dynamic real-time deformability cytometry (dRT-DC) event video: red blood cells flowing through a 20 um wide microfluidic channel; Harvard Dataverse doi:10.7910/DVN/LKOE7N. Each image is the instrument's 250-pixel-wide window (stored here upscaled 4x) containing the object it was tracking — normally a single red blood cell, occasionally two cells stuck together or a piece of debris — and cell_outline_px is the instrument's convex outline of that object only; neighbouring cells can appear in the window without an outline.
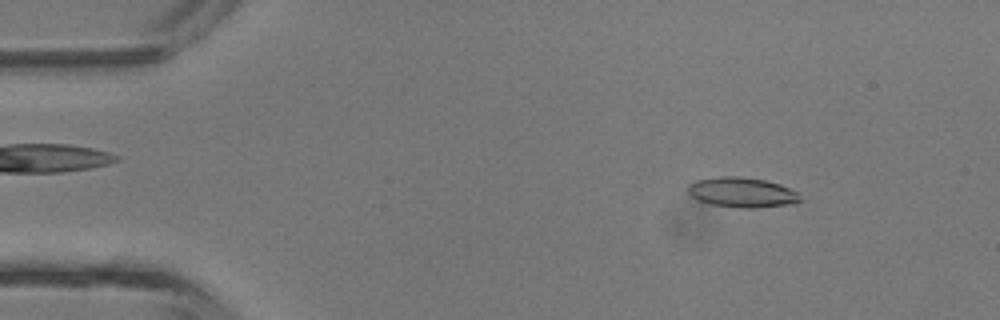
{"species": "common noctule bat (a hibernating species)", "species_latin": "Nyctalus noctula", "temperature_condition": "room temperature", "stored_images_in_passage": 41, "camera_frame_rate_fps": 3000, "um_per_image_px": 0.085, "animal": {"sex": "male", "body_mass_g": 13.3}, "frame": {"image": 1, "passage_image": 5, "time_ms": 1.333, "image_size_px": [1000, 320], "cell_outline_px": [[800, 200], [796, 204], [756, 208], [740, 208], [712, 204], [700, 200], [692, 196], [688, 192], [688, 184], [696, 180], [720, 176], [736, 176], [764, 180], [780, 184], [796, 192]], "centroid_in_image_um": [63.07, 16.36], "position_along_channel_um": 21.9, "area_um2": 19.48}}
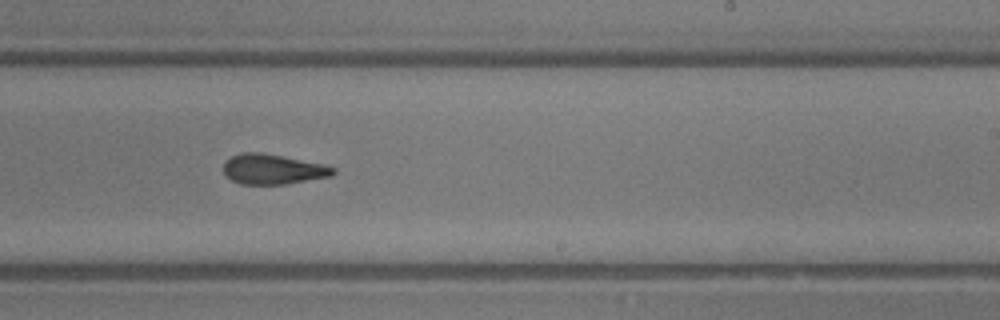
{"frame": {"image": 2, "passage_image": 25, "time_ms": 8.0, "image_size_px": [1000, 320], "cell_outline_px": [[336, 172], [332, 176], [284, 184], [240, 184], [224, 176], [224, 164], [232, 156], [244, 152], [256, 152], [280, 156], [324, 164], [336, 168]], "centroid_in_image_um": [23.2, 14.4], "position_along_channel_um": 265.8, "area_um2": 19.02}}
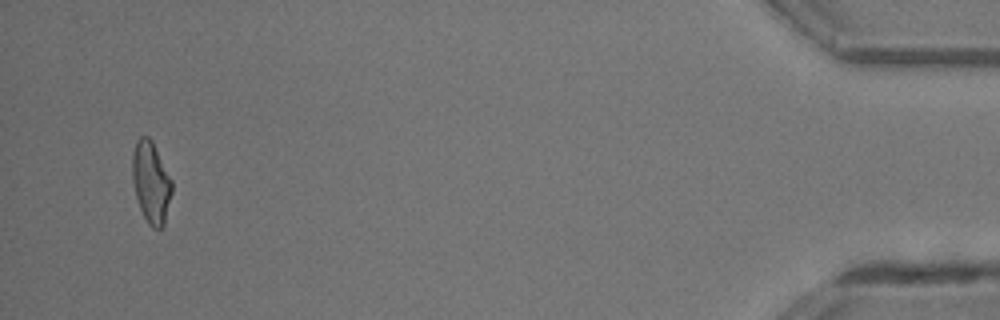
{"frame": {"image": 3, "passage_image": 40, "time_ms": 13.0, "image_size_px": [1000, 320], "cell_outline_px": [[172, 192], [164, 224], [160, 228], [152, 228], [148, 224], [140, 208], [136, 196], [132, 180], [132, 152], [136, 140], [140, 136], [148, 136], [152, 140], [172, 180]], "centroid_in_image_um": [12.83, 15.47], "position_along_channel_um": 422.4, "area_um2": 18.84}, "authors_computed_cell_mechanics": {"area_um2": 19.1318, "velocity_mm_per_s": 4.8557, "shape_relaxation_time_tau1_ms": 4.2957, "shape_relaxation_time_tau2_ms": 2.4617, "deformation_change_tau1": 0.1637, "deformation_change_tau2": 0.1295}}